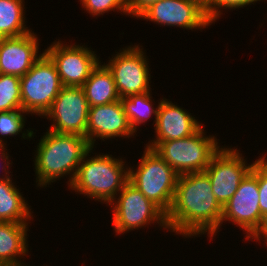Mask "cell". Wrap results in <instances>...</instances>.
<instances>
[{"instance_id":"obj_22","label":"cell","mask_w":267,"mask_h":266,"mask_svg":"<svg viewBox=\"0 0 267 266\" xmlns=\"http://www.w3.org/2000/svg\"><path fill=\"white\" fill-rule=\"evenodd\" d=\"M22 110L20 77L1 74L0 76V112Z\"/></svg>"},{"instance_id":"obj_5","label":"cell","mask_w":267,"mask_h":266,"mask_svg":"<svg viewBox=\"0 0 267 266\" xmlns=\"http://www.w3.org/2000/svg\"><path fill=\"white\" fill-rule=\"evenodd\" d=\"M137 168L129 167V182L165 214L170 210L179 174L155 150L144 147Z\"/></svg>"},{"instance_id":"obj_9","label":"cell","mask_w":267,"mask_h":266,"mask_svg":"<svg viewBox=\"0 0 267 266\" xmlns=\"http://www.w3.org/2000/svg\"><path fill=\"white\" fill-rule=\"evenodd\" d=\"M116 53L104 65L113 76L120 98L150 92L149 61L143 48L130 45Z\"/></svg>"},{"instance_id":"obj_2","label":"cell","mask_w":267,"mask_h":266,"mask_svg":"<svg viewBox=\"0 0 267 266\" xmlns=\"http://www.w3.org/2000/svg\"><path fill=\"white\" fill-rule=\"evenodd\" d=\"M35 151L34 168L37 187H45L61 177L68 187L86 154L93 148L86 137L48 130L41 136Z\"/></svg>"},{"instance_id":"obj_16","label":"cell","mask_w":267,"mask_h":266,"mask_svg":"<svg viewBox=\"0 0 267 266\" xmlns=\"http://www.w3.org/2000/svg\"><path fill=\"white\" fill-rule=\"evenodd\" d=\"M202 123L189 114L186 109L177 106L164 97L160 98L157 119L155 124V140L151 142H164L186 138L196 133Z\"/></svg>"},{"instance_id":"obj_7","label":"cell","mask_w":267,"mask_h":266,"mask_svg":"<svg viewBox=\"0 0 267 266\" xmlns=\"http://www.w3.org/2000/svg\"><path fill=\"white\" fill-rule=\"evenodd\" d=\"M63 85L51 59L43 55L20 77L22 110L43 118Z\"/></svg>"},{"instance_id":"obj_12","label":"cell","mask_w":267,"mask_h":266,"mask_svg":"<svg viewBox=\"0 0 267 266\" xmlns=\"http://www.w3.org/2000/svg\"><path fill=\"white\" fill-rule=\"evenodd\" d=\"M244 158L235 147L224 148L221 146L204 171L208 175L213 193L222 207L235 194L241 180L254 164V162L247 163Z\"/></svg>"},{"instance_id":"obj_13","label":"cell","mask_w":267,"mask_h":266,"mask_svg":"<svg viewBox=\"0 0 267 266\" xmlns=\"http://www.w3.org/2000/svg\"><path fill=\"white\" fill-rule=\"evenodd\" d=\"M138 18L161 26H176L187 30H202L212 25L206 16L202 0H160L151 4Z\"/></svg>"},{"instance_id":"obj_6","label":"cell","mask_w":267,"mask_h":266,"mask_svg":"<svg viewBox=\"0 0 267 266\" xmlns=\"http://www.w3.org/2000/svg\"><path fill=\"white\" fill-rule=\"evenodd\" d=\"M109 205L113 210L111 219L116 235L133 229L138 230L156 222L159 224L158 227L169 230L166 214L129 181Z\"/></svg>"},{"instance_id":"obj_20","label":"cell","mask_w":267,"mask_h":266,"mask_svg":"<svg viewBox=\"0 0 267 266\" xmlns=\"http://www.w3.org/2000/svg\"><path fill=\"white\" fill-rule=\"evenodd\" d=\"M24 0H0V38L19 37L31 32L25 24Z\"/></svg>"},{"instance_id":"obj_1","label":"cell","mask_w":267,"mask_h":266,"mask_svg":"<svg viewBox=\"0 0 267 266\" xmlns=\"http://www.w3.org/2000/svg\"><path fill=\"white\" fill-rule=\"evenodd\" d=\"M222 210L205 172L182 174L166 214L167 227L184 238L206 233L213 239L220 229Z\"/></svg>"},{"instance_id":"obj_24","label":"cell","mask_w":267,"mask_h":266,"mask_svg":"<svg viewBox=\"0 0 267 266\" xmlns=\"http://www.w3.org/2000/svg\"><path fill=\"white\" fill-rule=\"evenodd\" d=\"M87 13L94 16L103 15L109 11H117L129 16L127 0H79Z\"/></svg>"},{"instance_id":"obj_4","label":"cell","mask_w":267,"mask_h":266,"mask_svg":"<svg viewBox=\"0 0 267 266\" xmlns=\"http://www.w3.org/2000/svg\"><path fill=\"white\" fill-rule=\"evenodd\" d=\"M202 126L186 138L145 145L157 152L179 175L204 172L212 157L220 150L215 136H207Z\"/></svg>"},{"instance_id":"obj_18","label":"cell","mask_w":267,"mask_h":266,"mask_svg":"<svg viewBox=\"0 0 267 266\" xmlns=\"http://www.w3.org/2000/svg\"><path fill=\"white\" fill-rule=\"evenodd\" d=\"M81 88L85 93L89 107L104 105L121 99L111 72L101 61L92 70Z\"/></svg>"},{"instance_id":"obj_11","label":"cell","mask_w":267,"mask_h":266,"mask_svg":"<svg viewBox=\"0 0 267 266\" xmlns=\"http://www.w3.org/2000/svg\"><path fill=\"white\" fill-rule=\"evenodd\" d=\"M89 108L81 87L63 86L43 117L53 122L48 128L51 131L87 138Z\"/></svg>"},{"instance_id":"obj_23","label":"cell","mask_w":267,"mask_h":266,"mask_svg":"<svg viewBox=\"0 0 267 266\" xmlns=\"http://www.w3.org/2000/svg\"><path fill=\"white\" fill-rule=\"evenodd\" d=\"M26 112L23 110H12L7 112H0V142L5 143L4 137L16 136L22 133L23 139H31L35 132L32 130L22 131L26 123ZM25 115V116H24ZM4 140V141H3Z\"/></svg>"},{"instance_id":"obj_8","label":"cell","mask_w":267,"mask_h":266,"mask_svg":"<svg viewBox=\"0 0 267 266\" xmlns=\"http://www.w3.org/2000/svg\"><path fill=\"white\" fill-rule=\"evenodd\" d=\"M259 189L257 182V159L251 170L241 180L239 187L222 210L223 222L230 221L245 232V239H253L262 230L264 217L259 207Z\"/></svg>"},{"instance_id":"obj_10","label":"cell","mask_w":267,"mask_h":266,"mask_svg":"<svg viewBox=\"0 0 267 266\" xmlns=\"http://www.w3.org/2000/svg\"><path fill=\"white\" fill-rule=\"evenodd\" d=\"M54 41L43 52L54 63L63 86L81 87L100 60L91 47Z\"/></svg>"},{"instance_id":"obj_26","label":"cell","mask_w":267,"mask_h":266,"mask_svg":"<svg viewBox=\"0 0 267 266\" xmlns=\"http://www.w3.org/2000/svg\"><path fill=\"white\" fill-rule=\"evenodd\" d=\"M257 182L259 189V207L261 215L267 216V158L265 155L257 159Z\"/></svg>"},{"instance_id":"obj_29","label":"cell","mask_w":267,"mask_h":266,"mask_svg":"<svg viewBox=\"0 0 267 266\" xmlns=\"http://www.w3.org/2000/svg\"><path fill=\"white\" fill-rule=\"evenodd\" d=\"M260 239H264L263 241H265V244L267 246V216L263 220L262 230L253 240L259 243L261 241Z\"/></svg>"},{"instance_id":"obj_27","label":"cell","mask_w":267,"mask_h":266,"mask_svg":"<svg viewBox=\"0 0 267 266\" xmlns=\"http://www.w3.org/2000/svg\"><path fill=\"white\" fill-rule=\"evenodd\" d=\"M160 0H127V7L129 16L137 18L144 10H146L151 4Z\"/></svg>"},{"instance_id":"obj_14","label":"cell","mask_w":267,"mask_h":266,"mask_svg":"<svg viewBox=\"0 0 267 266\" xmlns=\"http://www.w3.org/2000/svg\"><path fill=\"white\" fill-rule=\"evenodd\" d=\"M121 100L89 108L87 121V139L94 148L95 141L115 139V137H134ZM98 138V139H97ZM105 139V140H104Z\"/></svg>"},{"instance_id":"obj_25","label":"cell","mask_w":267,"mask_h":266,"mask_svg":"<svg viewBox=\"0 0 267 266\" xmlns=\"http://www.w3.org/2000/svg\"><path fill=\"white\" fill-rule=\"evenodd\" d=\"M263 0H207L205 2V13L208 20L215 24L216 20H219L223 9H240L251 4ZM266 1V0H265ZM222 9V10H221Z\"/></svg>"},{"instance_id":"obj_17","label":"cell","mask_w":267,"mask_h":266,"mask_svg":"<svg viewBox=\"0 0 267 266\" xmlns=\"http://www.w3.org/2000/svg\"><path fill=\"white\" fill-rule=\"evenodd\" d=\"M28 227V224L0 222V266H30L21 261L29 252Z\"/></svg>"},{"instance_id":"obj_21","label":"cell","mask_w":267,"mask_h":266,"mask_svg":"<svg viewBox=\"0 0 267 266\" xmlns=\"http://www.w3.org/2000/svg\"><path fill=\"white\" fill-rule=\"evenodd\" d=\"M151 92L152 91L130 95L120 99L129 124L135 134L138 130V125L140 126L147 122L152 116H155V120L153 121V126L155 127L160 102H158V105L154 108V100H152L153 97Z\"/></svg>"},{"instance_id":"obj_15","label":"cell","mask_w":267,"mask_h":266,"mask_svg":"<svg viewBox=\"0 0 267 266\" xmlns=\"http://www.w3.org/2000/svg\"><path fill=\"white\" fill-rule=\"evenodd\" d=\"M38 40L34 31L19 37L0 38L1 74L24 76L44 53L38 54Z\"/></svg>"},{"instance_id":"obj_28","label":"cell","mask_w":267,"mask_h":266,"mask_svg":"<svg viewBox=\"0 0 267 266\" xmlns=\"http://www.w3.org/2000/svg\"><path fill=\"white\" fill-rule=\"evenodd\" d=\"M6 147H7L6 143L0 142V154H1L0 160H3V167H1V168L5 172L4 175L2 174V177L0 176V181L5 180L7 178H10L9 174L11 173V171L9 172V169H10V167H12V166H10V165H12L11 163H13V162H10V160H9V156H8L9 154L7 152ZM0 166H2V165H0ZM7 169H8V171H7Z\"/></svg>"},{"instance_id":"obj_3","label":"cell","mask_w":267,"mask_h":266,"mask_svg":"<svg viewBox=\"0 0 267 266\" xmlns=\"http://www.w3.org/2000/svg\"><path fill=\"white\" fill-rule=\"evenodd\" d=\"M93 149L81 161L69 189L109 205L129 181V166L122 157L117 159L112 154L100 153L93 157L90 154Z\"/></svg>"},{"instance_id":"obj_19","label":"cell","mask_w":267,"mask_h":266,"mask_svg":"<svg viewBox=\"0 0 267 266\" xmlns=\"http://www.w3.org/2000/svg\"><path fill=\"white\" fill-rule=\"evenodd\" d=\"M19 189L12 183V177L0 181V222L30 224L32 209ZM29 206V207H28ZM29 219V220H28Z\"/></svg>"}]
</instances>
